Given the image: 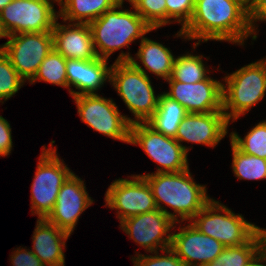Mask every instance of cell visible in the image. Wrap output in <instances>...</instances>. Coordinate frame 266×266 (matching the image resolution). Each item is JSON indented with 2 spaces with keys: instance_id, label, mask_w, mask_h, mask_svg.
I'll list each match as a JSON object with an SVG mask.
<instances>
[{
  "instance_id": "cell-1",
  "label": "cell",
  "mask_w": 266,
  "mask_h": 266,
  "mask_svg": "<svg viewBox=\"0 0 266 266\" xmlns=\"http://www.w3.org/2000/svg\"><path fill=\"white\" fill-rule=\"evenodd\" d=\"M175 36L198 40L193 45L194 49L208 40L244 45L249 36L253 40L254 32L249 23L248 9L238 0H203L194 2L189 23Z\"/></svg>"
},
{
  "instance_id": "cell-2",
  "label": "cell",
  "mask_w": 266,
  "mask_h": 266,
  "mask_svg": "<svg viewBox=\"0 0 266 266\" xmlns=\"http://www.w3.org/2000/svg\"><path fill=\"white\" fill-rule=\"evenodd\" d=\"M141 176L149 184L157 208L176 223L189 222L212 199L205 185L194 182L189 168L181 172L147 173ZM164 204L174 212H169Z\"/></svg>"
},
{
  "instance_id": "cell-3",
  "label": "cell",
  "mask_w": 266,
  "mask_h": 266,
  "mask_svg": "<svg viewBox=\"0 0 266 266\" xmlns=\"http://www.w3.org/2000/svg\"><path fill=\"white\" fill-rule=\"evenodd\" d=\"M147 74L129 52L121 51L111 65L109 83L133 114V124L147 122L158 106L160 94L155 95Z\"/></svg>"
},
{
  "instance_id": "cell-4",
  "label": "cell",
  "mask_w": 266,
  "mask_h": 266,
  "mask_svg": "<svg viewBox=\"0 0 266 266\" xmlns=\"http://www.w3.org/2000/svg\"><path fill=\"white\" fill-rule=\"evenodd\" d=\"M124 1L121 0L112 9L89 23L94 49L97 57L101 59L108 60L113 52L124 47L130 49L129 44L139 38L142 40L147 33L157 30L153 29L133 6V10H123Z\"/></svg>"
},
{
  "instance_id": "cell-5",
  "label": "cell",
  "mask_w": 266,
  "mask_h": 266,
  "mask_svg": "<svg viewBox=\"0 0 266 266\" xmlns=\"http://www.w3.org/2000/svg\"><path fill=\"white\" fill-rule=\"evenodd\" d=\"M223 113L232 123L249 112L266 94V62H252L224 77Z\"/></svg>"
},
{
  "instance_id": "cell-6",
  "label": "cell",
  "mask_w": 266,
  "mask_h": 266,
  "mask_svg": "<svg viewBox=\"0 0 266 266\" xmlns=\"http://www.w3.org/2000/svg\"><path fill=\"white\" fill-rule=\"evenodd\" d=\"M189 222L225 247L247 243L257 233L255 224L213 198Z\"/></svg>"
},
{
  "instance_id": "cell-7",
  "label": "cell",
  "mask_w": 266,
  "mask_h": 266,
  "mask_svg": "<svg viewBox=\"0 0 266 266\" xmlns=\"http://www.w3.org/2000/svg\"><path fill=\"white\" fill-rule=\"evenodd\" d=\"M51 141L49 148L42 147L37 169L31 185V213L38 219L46 218L54 208L63 183L73 173L59 158Z\"/></svg>"
},
{
  "instance_id": "cell-8",
  "label": "cell",
  "mask_w": 266,
  "mask_h": 266,
  "mask_svg": "<svg viewBox=\"0 0 266 266\" xmlns=\"http://www.w3.org/2000/svg\"><path fill=\"white\" fill-rule=\"evenodd\" d=\"M129 144L139 145L157 164L155 173L181 172L189 168L188 152L191 149L180 145L171 137L156 131L147 122L130 125Z\"/></svg>"
},
{
  "instance_id": "cell-9",
  "label": "cell",
  "mask_w": 266,
  "mask_h": 266,
  "mask_svg": "<svg viewBox=\"0 0 266 266\" xmlns=\"http://www.w3.org/2000/svg\"><path fill=\"white\" fill-rule=\"evenodd\" d=\"M57 0H12L0 11V27L4 37L53 30L59 12L54 9Z\"/></svg>"
},
{
  "instance_id": "cell-10",
  "label": "cell",
  "mask_w": 266,
  "mask_h": 266,
  "mask_svg": "<svg viewBox=\"0 0 266 266\" xmlns=\"http://www.w3.org/2000/svg\"><path fill=\"white\" fill-rule=\"evenodd\" d=\"M81 121L94 131L129 144L130 125L133 119L122 115L113 99L97 94L72 97Z\"/></svg>"
},
{
  "instance_id": "cell-11",
  "label": "cell",
  "mask_w": 266,
  "mask_h": 266,
  "mask_svg": "<svg viewBox=\"0 0 266 266\" xmlns=\"http://www.w3.org/2000/svg\"><path fill=\"white\" fill-rule=\"evenodd\" d=\"M9 40L0 49L9 58L20 77L30 82L40 64L53 49L52 31L28 32L6 36Z\"/></svg>"
},
{
  "instance_id": "cell-12",
  "label": "cell",
  "mask_w": 266,
  "mask_h": 266,
  "mask_svg": "<svg viewBox=\"0 0 266 266\" xmlns=\"http://www.w3.org/2000/svg\"><path fill=\"white\" fill-rule=\"evenodd\" d=\"M119 178L113 181L105 193V206L116 209L117 218L121 221L157 210L151 188L141 175Z\"/></svg>"
},
{
  "instance_id": "cell-13",
  "label": "cell",
  "mask_w": 266,
  "mask_h": 266,
  "mask_svg": "<svg viewBox=\"0 0 266 266\" xmlns=\"http://www.w3.org/2000/svg\"><path fill=\"white\" fill-rule=\"evenodd\" d=\"M177 223L161 210L138 214L120 222V228L146 252L171 248L172 232ZM169 233V234H168ZM167 235V236H166Z\"/></svg>"
},
{
  "instance_id": "cell-14",
  "label": "cell",
  "mask_w": 266,
  "mask_h": 266,
  "mask_svg": "<svg viewBox=\"0 0 266 266\" xmlns=\"http://www.w3.org/2000/svg\"><path fill=\"white\" fill-rule=\"evenodd\" d=\"M165 81L170 88L163 93L181 104L188 113L223 111V83L220 81L209 76L196 83H183L171 77Z\"/></svg>"
},
{
  "instance_id": "cell-15",
  "label": "cell",
  "mask_w": 266,
  "mask_h": 266,
  "mask_svg": "<svg viewBox=\"0 0 266 266\" xmlns=\"http://www.w3.org/2000/svg\"><path fill=\"white\" fill-rule=\"evenodd\" d=\"M93 201L84 181L73 172L60 188L54 208L45 219L71 235L79 216Z\"/></svg>"
},
{
  "instance_id": "cell-16",
  "label": "cell",
  "mask_w": 266,
  "mask_h": 266,
  "mask_svg": "<svg viewBox=\"0 0 266 266\" xmlns=\"http://www.w3.org/2000/svg\"><path fill=\"white\" fill-rule=\"evenodd\" d=\"M172 233L171 249L186 266H206L219 256L225 246L200 232L191 222Z\"/></svg>"
},
{
  "instance_id": "cell-17",
  "label": "cell",
  "mask_w": 266,
  "mask_h": 266,
  "mask_svg": "<svg viewBox=\"0 0 266 266\" xmlns=\"http://www.w3.org/2000/svg\"><path fill=\"white\" fill-rule=\"evenodd\" d=\"M230 122L223 111L188 113L181 121L175 139L214 148L228 133Z\"/></svg>"
},
{
  "instance_id": "cell-18",
  "label": "cell",
  "mask_w": 266,
  "mask_h": 266,
  "mask_svg": "<svg viewBox=\"0 0 266 266\" xmlns=\"http://www.w3.org/2000/svg\"><path fill=\"white\" fill-rule=\"evenodd\" d=\"M56 19L53 30V48L66 59L93 60L98 58L93 45L92 31L87 23L63 25Z\"/></svg>"
},
{
  "instance_id": "cell-19",
  "label": "cell",
  "mask_w": 266,
  "mask_h": 266,
  "mask_svg": "<svg viewBox=\"0 0 266 266\" xmlns=\"http://www.w3.org/2000/svg\"><path fill=\"white\" fill-rule=\"evenodd\" d=\"M108 60L96 58L93 60L66 59V75L68 90L72 97L83 94H97V90L110 82L111 66ZM75 87L78 91L71 89Z\"/></svg>"
},
{
  "instance_id": "cell-20",
  "label": "cell",
  "mask_w": 266,
  "mask_h": 266,
  "mask_svg": "<svg viewBox=\"0 0 266 266\" xmlns=\"http://www.w3.org/2000/svg\"><path fill=\"white\" fill-rule=\"evenodd\" d=\"M33 233L31 250L45 266H65L66 240L70 234L45 218L38 219Z\"/></svg>"
},
{
  "instance_id": "cell-21",
  "label": "cell",
  "mask_w": 266,
  "mask_h": 266,
  "mask_svg": "<svg viewBox=\"0 0 266 266\" xmlns=\"http://www.w3.org/2000/svg\"><path fill=\"white\" fill-rule=\"evenodd\" d=\"M121 0H59V18L66 23H87L96 20Z\"/></svg>"
},
{
  "instance_id": "cell-22",
  "label": "cell",
  "mask_w": 266,
  "mask_h": 266,
  "mask_svg": "<svg viewBox=\"0 0 266 266\" xmlns=\"http://www.w3.org/2000/svg\"><path fill=\"white\" fill-rule=\"evenodd\" d=\"M135 55L140 59L144 68L152 74L163 80L171 77L175 57L165 45L144 37Z\"/></svg>"
},
{
  "instance_id": "cell-23",
  "label": "cell",
  "mask_w": 266,
  "mask_h": 266,
  "mask_svg": "<svg viewBox=\"0 0 266 266\" xmlns=\"http://www.w3.org/2000/svg\"><path fill=\"white\" fill-rule=\"evenodd\" d=\"M187 114L181 104L161 93L157 109L147 123L167 137L175 138L177 129Z\"/></svg>"
},
{
  "instance_id": "cell-24",
  "label": "cell",
  "mask_w": 266,
  "mask_h": 266,
  "mask_svg": "<svg viewBox=\"0 0 266 266\" xmlns=\"http://www.w3.org/2000/svg\"><path fill=\"white\" fill-rule=\"evenodd\" d=\"M232 170L239 180L266 179V159L245 154L232 142Z\"/></svg>"
},
{
  "instance_id": "cell-25",
  "label": "cell",
  "mask_w": 266,
  "mask_h": 266,
  "mask_svg": "<svg viewBox=\"0 0 266 266\" xmlns=\"http://www.w3.org/2000/svg\"><path fill=\"white\" fill-rule=\"evenodd\" d=\"M47 82L64 88H68L66 75V58H64L54 48L48 53L40 64L37 73L30 81L32 85L35 82Z\"/></svg>"
},
{
  "instance_id": "cell-26",
  "label": "cell",
  "mask_w": 266,
  "mask_h": 266,
  "mask_svg": "<svg viewBox=\"0 0 266 266\" xmlns=\"http://www.w3.org/2000/svg\"><path fill=\"white\" fill-rule=\"evenodd\" d=\"M202 59V55L189 53L175 57L171 78L183 83H196L206 79L210 71L206 69Z\"/></svg>"
},
{
  "instance_id": "cell-27",
  "label": "cell",
  "mask_w": 266,
  "mask_h": 266,
  "mask_svg": "<svg viewBox=\"0 0 266 266\" xmlns=\"http://www.w3.org/2000/svg\"><path fill=\"white\" fill-rule=\"evenodd\" d=\"M260 251L257 233L240 246L225 247L221 254L206 266H245Z\"/></svg>"
},
{
  "instance_id": "cell-28",
  "label": "cell",
  "mask_w": 266,
  "mask_h": 266,
  "mask_svg": "<svg viewBox=\"0 0 266 266\" xmlns=\"http://www.w3.org/2000/svg\"><path fill=\"white\" fill-rule=\"evenodd\" d=\"M230 142L245 154L266 159V120L255 125L244 138L231 132Z\"/></svg>"
},
{
  "instance_id": "cell-29",
  "label": "cell",
  "mask_w": 266,
  "mask_h": 266,
  "mask_svg": "<svg viewBox=\"0 0 266 266\" xmlns=\"http://www.w3.org/2000/svg\"><path fill=\"white\" fill-rule=\"evenodd\" d=\"M130 6L153 28L167 25V7L165 0H127Z\"/></svg>"
},
{
  "instance_id": "cell-30",
  "label": "cell",
  "mask_w": 266,
  "mask_h": 266,
  "mask_svg": "<svg viewBox=\"0 0 266 266\" xmlns=\"http://www.w3.org/2000/svg\"><path fill=\"white\" fill-rule=\"evenodd\" d=\"M24 83L9 58L0 49V102L4 104V101L13 97Z\"/></svg>"
},
{
  "instance_id": "cell-31",
  "label": "cell",
  "mask_w": 266,
  "mask_h": 266,
  "mask_svg": "<svg viewBox=\"0 0 266 266\" xmlns=\"http://www.w3.org/2000/svg\"><path fill=\"white\" fill-rule=\"evenodd\" d=\"M164 252L159 255L158 251L152 252V255H144L140 253H136V257H132L134 266H186L184 262L175 254V252L171 249H164Z\"/></svg>"
},
{
  "instance_id": "cell-32",
  "label": "cell",
  "mask_w": 266,
  "mask_h": 266,
  "mask_svg": "<svg viewBox=\"0 0 266 266\" xmlns=\"http://www.w3.org/2000/svg\"><path fill=\"white\" fill-rule=\"evenodd\" d=\"M167 7V24L178 22L183 29L190 21L193 11V0H165ZM173 19V20H172ZM172 20V21H171Z\"/></svg>"
},
{
  "instance_id": "cell-33",
  "label": "cell",
  "mask_w": 266,
  "mask_h": 266,
  "mask_svg": "<svg viewBox=\"0 0 266 266\" xmlns=\"http://www.w3.org/2000/svg\"><path fill=\"white\" fill-rule=\"evenodd\" d=\"M16 249L10 257L12 266H45L31 250L20 247Z\"/></svg>"
},
{
  "instance_id": "cell-34",
  "label": "cell",
  "mask_w": 266,
  "mask_h": 266,
  "mask_svg": "<svg viewBox=\"0 0 266 266\" xmlns=\"http://www.w3.org/2000/svg\"><path fill=\"white\" fill-rule=\"evenodd\" d=\"M10 123L0 115V157L10 155L12 151V133Z\"/></svg>"
},
{
  "instance_id": "cell-35",
  "label": "cell",
  "mask_w": 266,
  "mask_h": 266,
  "mask_svg": "<svg viewBox=\"0 0 266 266\" xmlns=\"http://www.w3.org/2000/svg\"><path fill=\"white\" fill-rule=\"evenodd\" d=\"M248 19L252 31L254 32L253 40L257 39V27L255 26L258 21H266V0H257L254 5L248 10ZM256 28V29H255Z\"/></svg>"
},
{
  "instance_id": "cell-36",
  "label": "cell",
  "mask_w": 266,
  "mask_h": 266,
  "mask_svg": "<svg viewBox=\"0 0 266 266\" xmlns=\"http://www.w3.org/2000/svg\"><path fill=\"white\" fill-rule=\"evenodd\" d=\"M264 262L266 263V255L259 251L245 266H266Z\"/></svg>"
},
{
  "instance_id": "cell-37",
  "label": "cell",
  "mask_w": 266,
  "mask_h": 266,
  "mask_svg": "<svg viewBox=\"0 0 266 266\" xmlns=\"http://www.w3.org/2000/svg\"><path fill=\"white\" fill-rule=\"evenodd\" d=\"M257 235L260 241V251L266 255V229L257 226Z\"/></svg>"
},
{
  "instance_id": "cell-38",
  "label": "cell",
  "mask_w": 266,
  "mask_h": 266,
  "mask_svg": "<svg viewBox=\"0 0 266 266\" xmlns=\"http://www.w3.org/2000/svg\"><path fill=\"white\" fill-rule=\"evenodd\" d=\"M248 10L254 5L257 0H238Z\"/></svg>"
},
{
  "instance_id": "cell-39",
  "label": "cell",
  "mask_w": 266,
  "mask_h": 266,
  "mask_svg": "<svg viewBox=\"0 0 266 266\" xmlns=\"http://www.w3.org/2000/svg\"><path fill=\"white\" fill-rule=\"evenodd\" d=\"M12 0H0V11L11 2Z\"/></svg>"
},
{
  "instance_id": "cell-40",
  "label": "cell",
  "mask_w": 266,
  "mask_h": 266,
  "mask_svg": "<svg viewBox=\"0 0 266 266\" xmlns=\"http://www.w3.org/2000/svg\"><path fill=\"white\" fill-rule=\"evenodd\" d=\"M1 38H5V37H4V35H3V33H2V30H1V27H0V39H1Z\"/></svg>"
},
{
  "instance_id": "cell-41",
  "label": "cell",
  "mask_w": 266,
  "mask_h": 266,
  "mask_svg": "<svg viewBox=\"0 0 266 266\" xmlns=\"http://www.w3.org/2000/svg\"><path fill=\"white\" fill-rule=\"evenodd\" d=\"M200 1H203V0H193V2H200Z\"/></svg>"
}]
</instances>
